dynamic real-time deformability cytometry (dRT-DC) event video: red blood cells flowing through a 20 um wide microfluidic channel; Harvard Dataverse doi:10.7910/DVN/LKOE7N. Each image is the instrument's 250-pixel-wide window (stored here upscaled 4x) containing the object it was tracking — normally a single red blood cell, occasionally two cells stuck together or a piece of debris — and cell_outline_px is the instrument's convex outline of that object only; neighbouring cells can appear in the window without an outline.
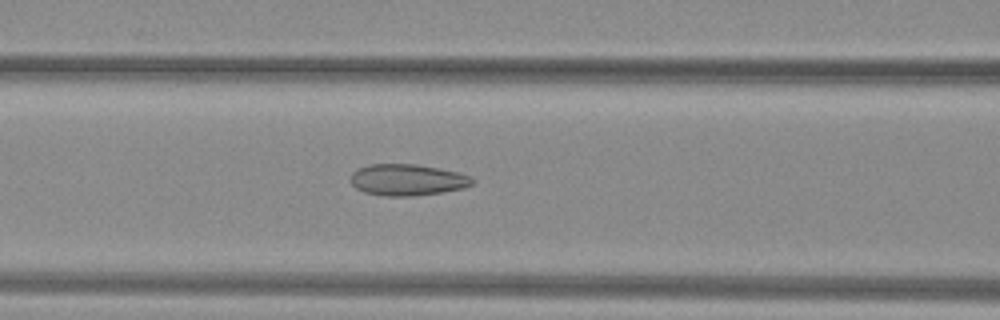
{"species": "common noctule bat (a hibernating species)", "species_latin": "Nyctalus noctula", "temperature_condition": "warm", "stored_images_in_passage": 51, "camera_frame_rate_fps": 3000, "um_per_image_px": 0.085, "animal": {"sex": "female", "body_mass_g": 29.2, "forearm_length_mm": 56.3}, "frame": {"image": 1, "passage_image": 22, "time_ms": 7.0, "image_size_px": [1000, 320], "cell_outline_px": [[476, 180], [472, 184], [464, 188], [444, 192], [416, 196], [380, 196], [364, 192], [356, 188], [352, 184], [352, 172], [356, 168], [372, 164], [416, 164], [456, 172], [472, 176]], "centroid_in_image_um": [34.64, 15.3], "position_along_channel_um": 132.0, "area_um2": 22.43}}
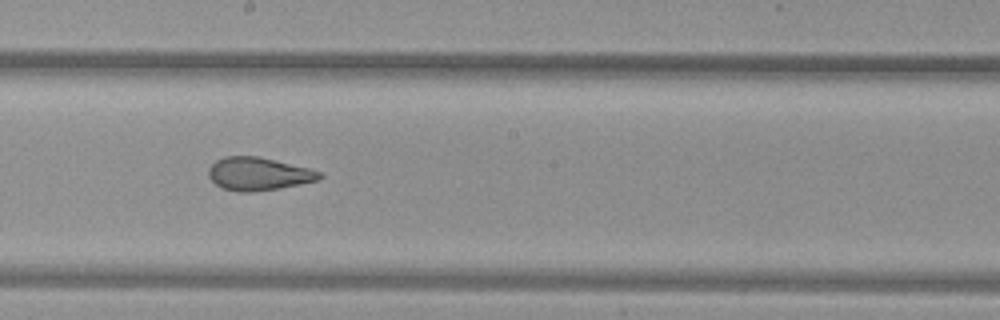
{"frame": {"image": 2, "passage_image": 29, "time_ms": 9.333, "image_size_px": [1000, 320], "cell_outline_px": [[324, 176], [320, 180], [280, 188], [252, 192], [236, 192], [220, 188], [208, 176], [208, 168], [216, 160], [224, 156], [260, 156], [308, 168], [320, 172]], "centroid_in_image_um": [21.95, 14.78], "position_along_channel_um": 226.2, "area_um2": 21.56}}
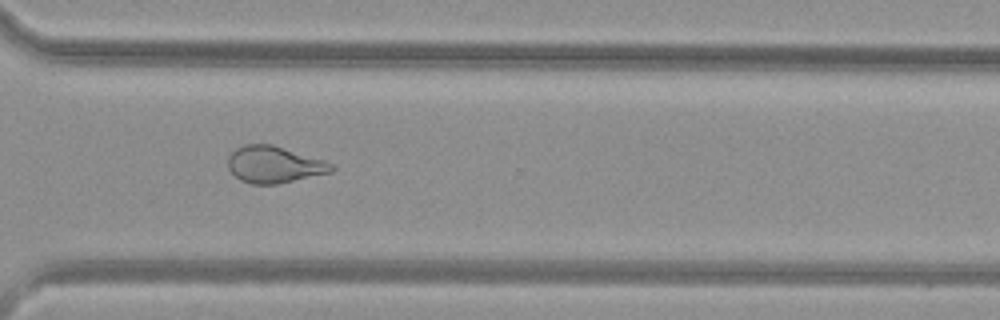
{"frame": {"image": 3, "passage_image": 38, "time_ms": 12.333, "image_size_px": [1000, 320], "cell_outline_px": [[336, 168], [332, 172], [280, 184], [252, 184], [240, 180], [228, 168], [228, 156], [236, 148], [244, 144], [272, 144], [324, 160], [332, 164]], "centroid_in_image_um": [23.31, 13.99], "position_along_channel_um": 347.3, "area_um2": 22.25}, "authors_computed_cell_mechanics": {"area_um2": 25.6632, "velocity_mm_per_s": 4.0453, "shape_relaxation_time_tau1_ms": null, "shape_relaxation_time_tau2_ms": 1.3804, "deformation_change_tau1": null, "deformation_change_tau2": 0.0907}}